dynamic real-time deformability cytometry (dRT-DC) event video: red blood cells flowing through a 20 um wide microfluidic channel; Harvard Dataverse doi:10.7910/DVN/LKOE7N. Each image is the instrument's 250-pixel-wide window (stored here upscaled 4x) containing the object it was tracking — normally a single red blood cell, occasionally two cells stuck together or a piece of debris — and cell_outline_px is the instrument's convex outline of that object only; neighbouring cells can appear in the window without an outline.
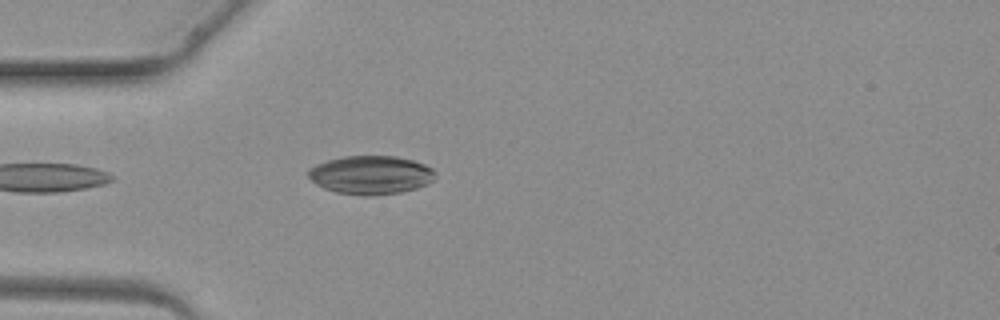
{"species": "common noctule bat (a hibernating species)", "species_latin": "Nyctalus noctula", "temperature_condition": "warm", "stored_images_in_passage": 2, "camera_frame_rate_fps": 3000, "um_per_image_px": 0.085, "animal": {"sex": "female", "body_mass_g": 19.3, "forearm_length_mm": 54.1}, "frame": {"image": 1, "passage_image": 2, "time_ms": 1.333, "image_size_px": [1000, 320], "cell_outline_px": [[436, 176], [428, 184], [416, 188], [400, 192], [372, 196], [364, 196], [336, 192], [324, 188], [316, 184], [304, 172], [308, 168], [316, 164], [328, 160], [344, 156], [396, 156], [412, 160], [424, 164], [432, 168], [436, 172]], "centroid_in_image_um": [31.5, 14.87], "position_along_channel_um": 53.5, "area_um2": 28.73}}